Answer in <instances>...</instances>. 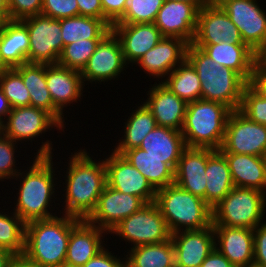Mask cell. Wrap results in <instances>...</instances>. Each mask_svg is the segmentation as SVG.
<instances>
[{
    "instance_id": "obj_1",
    "label": "cell",
    "mask_w": 266,
    "mask_h": 267,
    "mask_svg": "<svg viewBox=\"0 0 266 267\" xmlns=\"http://www.w3.org/2000/svg\"><path fill=\"white\" fill-rule=\"evenodd\" d=\"M43 141L33 158L34 160H32L33 162H30V164L32 163L31 166L26 167L27 170L24 169L25 171L21 170L13 178L15 181L18 180L20 182L13 211L25 223L57 216L52 203H55L57 198L55 187L59 183L56 181L57 178L55 176L57 174H55V170L58 168L53 166V142L48 139ZM50 206H53V208ZM53 211H55V214L52 213Z\"/></svg>"
},
{
    "instance_id": "obj_2",
    "label": "cell",
    "mask_w": 266,
    "mask_h": 267,
    "mask_svg": "<svg viewBox=\"0 0 266 267\" xmlns=\"http://www.w3.org/2000/svg\"><path fill=\"white\" fill-rule=\"evenodd\" d=\"M80 149L70 155L65 183L63 182L65 203L60 214L69 215L86 220L94 211L99 196L107 185L104 159L96 160L86 151ZM91 155V156H90ZM95 159V160H93ZM64 209V210H63Z\"/></svg>"
},
{
    "instance_id": "obj_3",
    "label": "cell",
    "mask_w": 266,
    "mask_h": 267,
    "mask_svg": "<svg viewBox=\"0 0 266 267\" xmlns=\"http://www.w3.org/2000/svg\"><path fill=\"white\" fill-rule=\"evenodd\" d=\"M78 220L62 214L26 223L23 256L39 267H63L71 228Z\"/></svg>"
},
{
    "instance_id": "obj_4",
    "label": "cell",
    "mask_w": 266,
    "mask_h": 267,
    "mask_svg": "<svg viewBox=\"0 0 266 267\" xmlns=\"http://www.w3.org/2000/svg\"><path fill=\"white\" fill-rule=\"evenodd\" d=\"M186 59L199 76L201 99L220 102L232 111L239 110L243 90L248 83L238 73L220 66L193 44L188 45Z\"/></svg>"
},
{
    "instance_id": "obj_5",
    "label": "cell",
    "mask_w": 266,
    "mask_h": 267,
    "mask_svg": "<svg viewBox=\"0 0 266 267\" xmlns=\"http://www.w3.org/2000/svg\"><path fill=\"white\" fill-rule=\"evenodd\" d=\"M232 110L226 105L199 99L187 104L181 129L186 147H222L228 117Z\"/></svg>"
},
{
    "instance_id": "obj_6",
    "label": "cell",
    "mask_w": 266,
    "mask_h": 267,
    "mask_svg": "<svg viewBox=\"0 0 266 267\" xmlns=\"http://www.w3.org/2000/svg\"><path fill=\"white\" fill-rule=\"evenodd\" d=\"M155 203L171 234L182 230H200L213 224L212 208L204 199L175 183L158 189Z\"/></svg>"
},
{
    "instance_id": "obj_7",
    "label": "cell",
    "mask_w": 266,
    "mask_h": 267,
    "mask_svg": "<svg viewBox=\"0 0 266 267\" xmlns=\"http://www.w3.org/2000/svg\"><path fill=\"white\" fill-rule=\"evenodd\" d=\"M212 211L213 225L254 229L266 219V193L234 187Z\"/></svg>"
},
{
    "instance_id": "obj_8",
    "label": "cell",
    "mask_w": 266,
    "mask_h": 267,
    "mask_svg": "<svg viewBox=\"0 0 266 267\" xmlns=\"http://www.w3.org/2000/svg\"><path fill=\"white\" fill-rule=\"evenodd\" d=\"M131 243V248L145 244L161 243L171 238V232L155 202L147 203L139 211L123 219L108 235ZM133 245V246H132Z\"/></svg>"
},
{
    "instance_id": "obj_9",
    "label": "cell",
    "mask_w": 266,
    "mask_h": 267,
    "mask_svg": "<svg viewBox=\"0 0 266 267\" xmlns=\"http://www.w3.org/2000/svg\"><path fill=\"white\" fill-rule=\"evenodd\" d=\"M20 21L29 33L28 63L57 64L64 48L60 19L38 14Z\"/></svg>"
},
{
    "instance_id": "obj_10",
    "label": "cell",
    "mask_w": 266,
    "mask_h": 267,
    "mask_svg": "<svg viewBox=\"0 0 266 267\" xmlns=\"http://www.w3.org/2000/svg\"><path fill=\"white\" fill-rule=\"evenodd\" d=\"M219 151L263 157L266 154V126L251 121L239 110H233Z\"/></svg>"
},
{
    "instance_id": "obj_11",
    "label": "cell",
    "mask_w": 266,
    "mask_h": 267,
    "mask_svg": "<svg viewBox=\"0 0 266 267\" xmlns=\"http://www.w3.org/2000/svg\"><path fill=\"white\" fill-rule=\"evenodd\" d=\"M257 0H222L219 5L237 26L244 44L256 54L266 47V11Z\"/></svg>"
},
{
    "instance_id": "obj_12",
    "label": "cell",
    "mask_w": 266,
    "mask_h": 267,
    "mask_svg": "<svg viewBox=\"0 0 266 267\" xmlns=\"http://www.w3.org/2000/svg\"><path fill=\"white\" fill-rule=\"evenodd\" d=\"M127 67L129 66L124 60L120 41L111 31L100 41L81 71V76L84 85L97 84V82L101 84L109 80H118Z\"/></svg>"
},
{
    "instance_id": "obj_13",
    "label": "cell",
    "mask_w": 266,
    "mask_h": 267,
    "mask_svg": "<svg viewBox=\"0 0 266 267\" xmlns=\"http://www.w3.org/2000/svg\"><path fill=\"white\" fill-rule=\"evenodd\" d=\"M46 83L53 101V118L67 129L65 115H63L65 108L74 102L78 103V100L84 96L85 85L81 72L59 64H46Z\"/></svg>"
},
{
    "instance_id": "obj_14",
    "label": "cell",
    "mask_w": 266,
    "mask_h": 267,
    "mask_svg": "<svg viewBox=\"0 0 266 267\" xmlns=\"http://www.w3.org/2000/svg\"><path fill=\"white\" fill-rule=\"evenodd\" d=\"M64 128L46 111L32 107H18L12 109L6 120L0 125V131L16 143L32 142L38 136L53 129ZM23 141V142H22Z\"/></svg>"
},
{
    "instance_id": "obj_15",
    "label": "cell",
    "mask_w": 266,
    "mask_h": 267,
    "mask_svg": "<svg viewBox=\"0 0 266 267\" xmlns=\"http://www.w3.org/2000/svg\"><path fill=\"white\" fill-rule=\"evenodd\" d=\"M107 186L124 194L135 195L146 204L155 202L157 190L121 154L113 151L104 158Z\"/></svg>"
},
{
    "instance_id": "obj_16",
    "label": "cell",
    "mask_w": 266,
    "mask_h": 267,
    "mask_svg": "<svg viewBox=\"0 0 266 267\" xmlns=\"http://www.w3.org/2000/svg\"><path fill=\"white\" fill-rule=\"evenodd\" d=\"M146 203L139 197L114 190L106 185L94 211L86 219L109 233L123 219L139 211Z\"/></svg>"
},
{
    "instance_id": "obj_17",
    "label": "cell",
    "mask_w": 266,
    "mask_h": 267,
    "mask_svg": "<svg viewBox=\"0 0 266 267\" xmlns=\"http://www.w3.org/2000/svg\"><path fill=\"white\" fill-rule=\"evenodd\" d=\"M244 44L237 26L219 4L209 3L199 9L195 36L191 44Z\"/></svg>"
},
{
    "instance_id": "obj_18",
    "label": "cell",
    "mask_w": 266,
    "mask_h": 267,
    "mask_svg": "<svg viewBox=\"0 0 266 267\" xmlns=\"http://www.w3.org/2000/svg\"><path fill=\"white\" fill-rule=\"evenodd\" d=\"M199 9L183 1L164 0L154 21L163 37H175L192 43L197 27Z\"/></svg>"
},
{
    "instance_id": "obj_19",
    "label": "cell",
    "mask_w": 266,
    "mask_h": 267,
    "mask_svg": "<svg viewBox=\"0 0 266 267\" xmlns=\"http://www.w3.org/2000/svg\"><path fill=\"white\" fill-rule=\"evenodd\" d=\"M175 267H200L215 248L213 224L200 230H182L171 234Z\"/></svg>"
},
{
    "instance_id": "obj_20",
    "label": "cell",
    "mask_w": 266,
    "mask_h": 267,
    "mask_svg": "<svg viewBox=\"0 0 266 267\" xmlns=\"http://www.w3.org/2000/svg\"><path fill=\"white\" fill-rule=\"evenodd\" d=\"M189 43L175 37H163L151 50L147 51L135 64L147 76L162 81L186 59Z\"/></svg>"
},
{
    "instance_id": "obj_21",
    "label": "cell",
    "mask_w": 266,
    "mask_h": 267,
    "mask_svg": "<svg viewBox=\"0 0 266 267\" xmlns=\"http://www.w3.org/2000/svg\"><path fill=\"white\" fill-rule=\"evenodd\" d=\"M111 31L120 41L123 57L128 66L135 65L163 38L154 23H114Z\"/></svg>"
},
{
    "instance_id": "obj_22",
    "label": "cell",
    "mask_w": 266,
    "mask_h": 267,
    "mask_svg": "<svg viewBox=\"0 0 266 267\" xmlns=\"http://www.w3.org/2000/svg\"><path fill=\"white\" fill-rule=\"evenodd\" d=\"M105 234H108L105 230L79 219L71 228L64 266L82 267L86 264L104 246H108L104 243Z\"/></svg>"
},
{
    "instance_id": "obj_23",
    "label": "cell",
    "mask_w": 266,
    "mask_h": 267,
    "mask_svg": "<svg viewBox=\"0 0 266 267\" xmlns=\"http://www.w3.org/2000/svg\"><path fill=\"white\" fill-rule=\"evenodd\" d=\"M215 248L235 267L253 265V229L213 225Z\"/></svg>"
},
{
    "instance_id": "obj_24",
    "label": "cell",
    "mask_w": 266,
    "mask_h": 267,
    "mask_svg": "<svg viewBox=\"0 0 266 267\" xmlns=\"http://www.w3.org/2000/svg\"><path fill=\"white\" fill-rule=\"evenodd\" d=\"M145 105L150 109L157 126L181 131L186 114L187 103L171 92L160 81L147 91Z\"/></svg>"
},
{
    "instance_id": "obj_25",
    "label": "cell",
    "mask_w": 266,
    "mask_h": 267,
    "mask_svg": "<svg viewBox=\"0 0 266 267\" xmlns=\"http://www.w3.org/2000/svg\"><path fill=\"white\" fill-rule=\"evenodd\" d=\"M205 52L220 66L230 68L238 73L248 84L256 68V53L246 44H193Z\"/></svg>"
},
{
    "instance_id": "obj_26",
    "label": "cell",
    "mask_w": 266,
    "mask_h": 267,
    "mask_svg": "<svg viewBox=\"0 0 266 267\" xmlns=\"http://www.w3.org/2000/svg\"><path fill=\"white\" fill-rule=\"evenodd\" d=\"M207 148L186 147L175 170L174 183L205 201Z\"/></svg>"
},
{
    "instance_id": "obj_27",
    "label": "cell",
    "mask_w": 266,
    "mask_h": 267,
    "mask_svg": "<svg viewBox=\"0 0 266 267\" xmlns=\"http://www.w3.org/2000/svg\"><path fill=\"white\" fill-rule=\"evenodd\" d=\"M139 148L155 158L162 159V162L175 171L186 144L181 131L156 126L143 139Z\"/></svg>"
},
{
    "instance_id": "obj_28",
    "label": "cell",
    "mask_w": 266,
    "mask_h": 267,
    "mask_svg": "<svg viewBox=\"0 0 266 267\" xmlns=\"http://www.w3.org/2000/svg\"><path fill=\"white\" fill-rule=\"evenodd\" d=\"M205 175V202L213 208L235 187L226 157L219 150L207 148Z\"/></svg>"
},
{
    "instance_id": "obj_29",
    "label": "cell",
    "mask_w": 266,
    "mask_h": 267,
    "mask_svg": "<svg viewBox=\"0 0 266 267\" xmlns=\"http://www.w3.org/2000/svg\"><path fill=\"white\" fill-rule=\"evenodd\" d=\"M228 162L235 187L254 188L266 193L263 157L247 154L222 153Z\"/></svg>"
},
{
    "instance_id": "obj_30",
    "label": "cell",
    "mask_w": 266,
    "mask_h": 267,
    "mask_svg": "<svg viewBox=\"0 0 266 267\" xmlns=\"http://www.w3.org/2000/svg\"><path fill=\"white\" fill-rule=\"evenodd\" d=\"M29 33L20 20H5L0 29V52L10 68L28 62Z\"/></svg>"
},
{
    "instance_id": "obj_31",
    "label": "cell",
    "mask_w": 266,
    "mask_h": 267,
    "mask_svg": "<svg viewBox=\"0 0 266 267\" xmlns=\"http://www.w3.org/2000/svg\"><path fill=\"white\" fill-rule=\"evenodd\" d=\"M122 156L137 168L156 190L175 181V171L168 164L139 147L126 150Z\"/></svg>"
},
{
    "instance_id": "obj_32",
    "label": "cell",
    "mask_w": 266,
    "mask_h": 267,
    "mask_svg": "<svg viewBox=\"0 0 266 267\" xmlns=\"http://www.w3.org/2000/svg\"><path fill=\"white\" fill-rule=\"evenodd\" d=\"M141 104L129 113L131 115L123 123L124 135L122 134L113 150L117 154L122 155L126 150L139 147L147 134L157 126L150 109L144 102L141 101Z\"/></svg>"
},
{
    "instance_id": "obj_33",
    "label": "cell",
    "mask_w": 266,
    "mask_h": 267,
    "mask_svg": "<svg viewBox=\"0 0 266 267\" xmlns=\"http://www.w3.org/2000/svg\"><path fill=\"white\" fill-rule=\"evenodd\" d=\"M23 79L30 95V106L42 109L53 117V101L46 83V64L24 63L14 68Z\"/></svg>"
},
{
    "instance_id": "obj_34",
    "label": "cell",
    "mask_w": 266,
    "mask_h": 267,
    "mask_svg": "<svg viewBox=\"0 0 266 267\" xmlns=\"http://www.w3.org/2000/svg\"><path fill=\"white\" fill-rule=\"evenodd\" d=\"M126 267H175L174 248L171 238L161 243L145 244L130 248Z\"/></svg>"
},
{
    "instance_id": "obj_35",
    "label": "cell",
    "mask_w": 266,
    "mask_h": 267,
    "mask_svg": "<svg viewBox=\"0 0 266 267\" xmlns=\"http://www.w3.org/2000/svg\"><path fill=\"white\" fill-rule=\"evenodd\" d=\"M64 46L85 39H103L111 27L103 20L89 16H75L60 19Z\"/></svg>"
},
{
    "instance_id": "obj_36",
    "label": "cell",
    "mask_w": 266,
    "mask_h": 267,
    "mask_svg": "<svg viewBox=\"0 0 266 267\" xmlns=\"http://www.w3.org/2000/svg\"><path fill=\"white\" fill-rule=\"evenodd\" d=\"M161 83L187 104L201 99L199 76L187 59L168 74Z\"/></svg>"
},
{
    "instance_id": "obj_37",
    "label": "cell",
    "mask_w": 266,
    "mask_h": 267,
    "mask_svg": "<svg viewBox=\"0 0 266 267\" xmlns=\"http://www.w3.org/2000/svg\"><path fill=\"white\" fill-rule=\"evenodd\" d=\"M0 211V247L22 256L25 250L26 223L15 213Z\"/></svg>"
},
{
    "instance_id": "obj_38",
    "label": "cell",
    "mask_w": 266,
    "mask_h": 267,
    "mask_svg": "<svg viewBox=\"0 0 266 267\" xmlns=\"http://www.w3.org/2000/svg\"><path fill=\"white\" fill-rule=\"evenodd\" d=\"M102 39L77 40L64 46L57 64L82 71Z\"/></svg>"
},
{
    "instance_id": "obj_39",
    "label": "cell",
    "mask_w": 266,
    "mask_h": 267,
    "mask_svg": "<svg viewBox=\"0 0 266 267\" xmlns=\"http://www.w3.org/2000/svg\"><path fill=\"white\" fill-rule=\"evenodd\" d=\"M0 89L9 100L12 109L30 106V95L22 76L10 68L0 75Z\"/></svg>"
},
{
    "instance_id": "obj_40",
    "label": "cell",
    "mask_w": 266,
    "mask_h": 267,
    "mask_svg": "<svg viewBox=\"0 0 266 267\" xmlns=\"http://www.w3.org/2000/svg\"><path fill=\"white\" fill-rule=\"evenodd\" d=\"M164 0H128L124 15L116 23H154Z\"/></svg>"
},
{
    "instance_id": "obj_41",
    "label": "cell",
    "mask_w": 266,
    "mask_h": 267,
    "mask_svg": "<svg viewBox=\"0 0 266 267\" xmlns=\"http://www.w3.org/2000/svg\"><path fill=\"white\" fill-rule=\"evenodd\" d=\"M239 111L251 121L266 126V99L249 84L243 90Z\"/></svg>"
},
{
    "instance_id": "obj_42",
    "label": "cell",
    "mask_w": 266,
    "mask_h": 267,
    "mask_svg": "<svg viewBox=\"0 0 266 267\" xmlns=\"http://www.w3.org/2000/svg\"><path fill=\"white\" fill-rule=\"evenodd\" d=\"M17 143L12 139L6 137L0 131V181L13 180V178L22 170L17 169L15 152Z\"/></svg>"
},
{
    "instance_id": "obj_43",
    "label": "cell",
    "mask_w": 266,
    "mask_h": 267,
    "mask_svg": "<svg viewBox=\"0 0 266 267\" xmlns=\"http://www.w3.org/2000/svg\"><path fill=\"white\" fill-rule=\"evenodd\" d=\"M41 14L62 19L79 16V8L76 0H43Z\"/></svg>"
},
{
    "instance_id": "obj_44",
    "label": "cell",
    "mask_w": 266,
    "mask_h": 267,
    "mask_svg": "<svg viewBox=\"0 0 266 267\" xmlns=\"http://www.w3.org/2000/svg\"><path fill=\"white\" fill-rule=\"evenodd\" d=\"M8 20H22L41 14L43 0H8Z\"/></svg>"
},
{
    "instance_id": "obj_45",
    "label": "cell",
    "mask_w": 266,
    "mask_h": 267,
    "mask_svg": "<svg viewBox=\"0 0 266 267\" xmlns=\"http://www.w3.org/2000/svg\"><path fill=\"white\" fill-rule=\"evenodd\" d=\"M253 238V265L256 267H266V221L253 229Z\"/></svg>"
},
{
    "instance_id": "obj_46",
    "label": "cell",
    "mask_w": 266,
    "mask_h": 267,
    "mask_svg": "<svg viewBox=\"0 0 266 267\" xmlns=\"http://www.w3.org/2000/svg\"><path fill=\"white\" fill-rule=\"evenodd\" d=\"M114 254V252H109V247L105 246L82 267H126L125 253L121 258Z\"/></svg>"
},
{
    "instance_id": "obj_47",
    "label": "cell",
    "mask_w": 266,
    "mask_h": 267,
    "mask_svg": "<svg viewBox=\"0 0 266 267\" xmlns=\"http://www.w3.org/2000/svg\"><path fill=\"white\" fill-rule=\"evenodd\" d=\"M103 20L111 27L125 13L128 0H101Z\"/></svg>"
},
{
    "instance_id": "obj_48",
    "label": "cell",
    "mask_w": 266,
    "mask_h": 267,
    "mask_svg": "<svg viewBox=\"0 0 266 267\" xmlns=\"http://www.w3.org/2000/svg\"><path fill=\"white\" fill-rule=\"evenodd\" d=\"M80 16L95 17L103 19V8L101 0H76Z\"/></svg>"
},
{
    "instance_id": "obj_49",
    "label": "cell",
    "mask_w": 266,
    "mask_h": 267,
    "mask_svg": "<svg viewBox=\"0 0 266 267\" xmlns=\"http://www.w3.org/2000/svg\"><path fill=\"white\" fill-rule=\"evenodd\" d=\"M200 267H235L216 248L205 258Z\"/></svg>"
},
{
    "instance_id": "obj_50",
    "label": "cell",
    "mask_w": 266,
    "mask_h": 267,
    "mask_svg": "<svg viewBox=\"0 0 266 267\" xmlns=\"http://www.w3.org/2000/svg\"><path fill=\"white\" fill-rule=\"evenodd\" d=\"M249 85L266 99V76L256 67Z\"/></svg>"
},
{
    "instance_id": "obj_51",
    "label": "cell",
    "mask_w": 266,
    "mask_h": 267,
    "mask_svg": "<svg viewBox=\"0 0 266 267\" xmlns=\"http://www.w3.org/2000/svg\"><path fill=\"white\" fill-rule=\"evenodd\" d=\"M12 111V106L0 89V125L6 120L9 113Z\"/></svg>"
},
{
    "instance_id": "obj_52",
    "label": "cell",
    "mask_w": 266,
    "mask_h": 267,
    "mask_svg": "<svg viewBox=\"0 0 266 267\" xmlns=\"http://www.w3.org/2000/svg\"><path fill=\"white\" fill-rule=\"evenodd\" d=\"M256 67L266 76V47L256 54Z\"/></svg>"
},
{
    "instance_id": "obj_53",
    "label": "cell",
    "mask_w": 266,
    "mask_h": 267,
    "mask_svg": "<svg viewBox=\"0 0 266 267\" xmlns=\"http://www.w3.org/2000/svg\"><path fill=\"white\" fill-rule=\"evenodd\" d=\"M8 267H39L28 261L23 255L15 256L9 263Z\"/></svg>"
},
{
    "instance_id": "obj_54",
    "label": "cell",
    "mask_w": 266,
    "mask_h": 267,
    "mask_svg": "<svg viewBox=\"0 0 266 267\" xmlns=\"http://www.w3.org/2000/svg\"><path fill=\"white\" fill-rule=\"evenodd\" d=\"M15 256L11 251L0 247V267H8Z\"/></svg>"
},
{
    "instance_id": "obj_55",
    "label": "cell",
    "mask_w": 266,
    "mask_h": 267,
    "mask_svg": "<svg viewBox=\"0 0 266 267\" xmlns=\"http://www.w3.org/2000/svg\"><path fill=\"white\" fill-rule=\"evenodd\" d=\"M9 3L8 0H0V17L5 21L8 20Z\"/></svg>"
},
{
    "instance_id": "obj_56",
    "label": "cell",
    "mask_w": 266,
    "mask_h": 267,
    "mask_svg": "<svg viewBox=\"0 0 266 267\" xmlns=\"http://www.w3.org/2000/svg\"><path fill=\"white\" fill-rule=\"evenodd\" d=\"M169 1H183L193 3L198 9L212 2V0H169Z\"/></svg>"
},
{
    "instance_id": "obj_57",
    "label": "cell",
    "mask_w": 266,
    "mask_h": 267,
    "mask_svg": "<svg viewBox=\"0 0 266 267\" xmlns=\"http://www.w3.org/2000/svg\"><path fill=\"white\" fill-rule=\"evenodd\" d=\"M9 69L10 67L2 59L1 52H0V75Z\"/></svg>"
},
{
    "instance_id": "obj_58",
    "label": "cell",
    "mask_w": 266,
    "mask_h": 267,
    "mask_svg": "<svg viewBox=\"0 0 266 267\" xmlns=\"http://www.w3.org/2000/svg\"><path fill=\"white\" fill-rule=\"evenodd\" d=\"M263 161H264L265 176H266V154L263 156Z\"/></svg>"
},
{
    "instance_id": "obj_59",
    "label": "cell",
    "mask_w": 266,
    "mask_h": 267,
    "mask_svg": "<svg viewBox=\"0 0 266 267\" xmlns=\"http://www.w3.org/2000/svg\"><path fill=\"white\" fill-rule=\"evenodd\" d=\"M222 0H212L213 3L219 4Z\"/></svg>"
},
{
    "instance_id": "obj_60",
    "label": "cell",
    "mask_w": 266,
    "mask_h": 267,
    "mask_svg": "<svg viewBox=\"0 0 266 267\" xmlns=\"http://www.w3.org/2000/svg\"><path fill=\"white\" fill-rule=\"evenodd\" d=\"M3 22H4V20L0 17V29H1V26H2Z\"/></svg>"
}]
</instances>
